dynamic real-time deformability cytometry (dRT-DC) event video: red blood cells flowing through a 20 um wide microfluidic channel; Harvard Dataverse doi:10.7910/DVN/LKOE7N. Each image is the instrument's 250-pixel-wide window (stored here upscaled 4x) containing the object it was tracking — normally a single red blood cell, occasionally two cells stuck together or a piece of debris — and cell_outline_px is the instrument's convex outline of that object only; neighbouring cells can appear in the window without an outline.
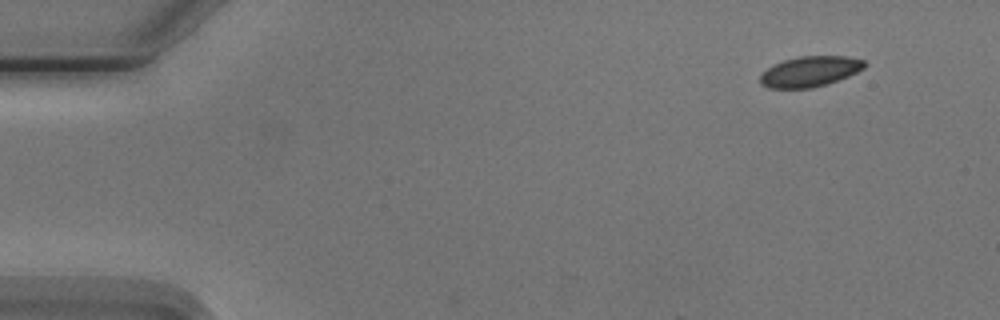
{"species": "Egyptian fruit bat (a non-hibernating species)", "species_latin": "Rousettus aegyptiacus", "temperature_condition": "cold", "stored_images_in_passage": 3, "camera_frame_rate_fps": 3000, "um_per_image_px": 0.085, "animal": {"sex": "male"}, "frame": {"image": 1, "passage_image": 1, "time_ms": 0.0, "image_size_px": [1000, 320], "cell_outline_px": [[868, 64], [864, 68], [848, 76], [812, 88], [768, 88], [760, 84], [760, 76], [772, 64], [784, 60], [800, 56], [844, 56], [864, 60]], "centroid_in_image_um": [68.83, 6.07], "position_along_channel_um": 16.2, "area_um2": 18.38}}